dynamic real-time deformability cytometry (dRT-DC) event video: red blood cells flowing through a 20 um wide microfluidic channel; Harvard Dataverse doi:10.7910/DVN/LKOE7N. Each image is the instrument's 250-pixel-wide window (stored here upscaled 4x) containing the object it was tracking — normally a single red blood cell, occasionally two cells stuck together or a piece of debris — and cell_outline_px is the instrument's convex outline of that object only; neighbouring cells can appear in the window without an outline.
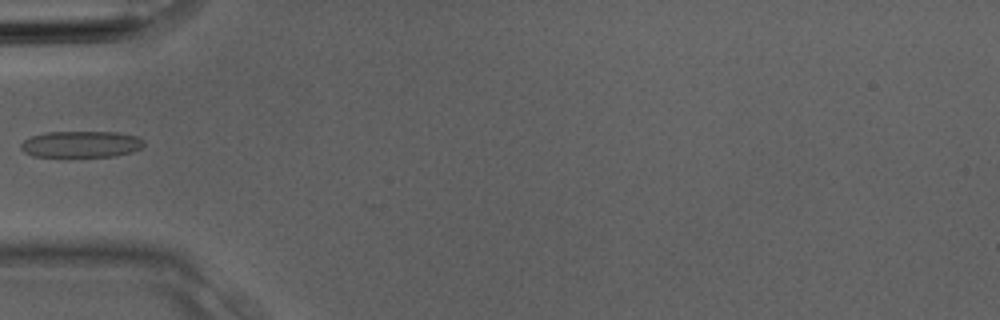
{"species": "Egyptian fruit bat (a non-hibernating species)", "species_latin": "Rousettus aegyptiacus", "temperature_condition": "room temperature", "stored_images_in_passage": 3, "camera_frame_rate_fps": 3000, "um_per_image_px": 0.085, "animal": {"sex": "male"}, "frame": {"image": 1, "passage_image": 3, "time_ms": 0.667, "image_size_px": [1000, 320], "cell_outline_px": [[144, 144], [140, 148], [132, 152], [116, 156], [32, 156], [24, 152], [20, 148], [20, 144], [24, 140], [32, 136], [44, 132], [116, 132], [136, 136], [144, 140]], "centroid_in_image_um": [6.88, 12.25], "position_along_channel_um": 78.1, "area_um2": 18.9}}